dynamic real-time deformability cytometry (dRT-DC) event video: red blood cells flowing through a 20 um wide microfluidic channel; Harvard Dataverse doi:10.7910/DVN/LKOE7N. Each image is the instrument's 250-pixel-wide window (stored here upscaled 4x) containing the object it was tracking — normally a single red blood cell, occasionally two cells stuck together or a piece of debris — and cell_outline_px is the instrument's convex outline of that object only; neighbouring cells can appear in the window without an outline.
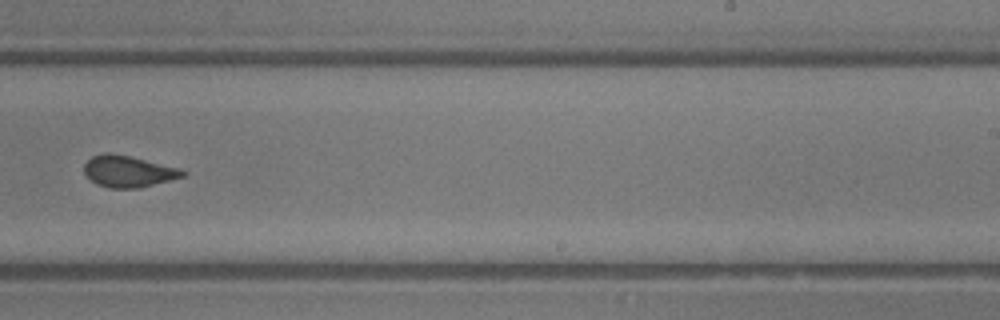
{"species": "common noctule bat (a hibernating species)", "species_latin": "Nyctalus noctula", "temperature_condition": "room temperature", "stored_images_in_passage": 33, "camera_frame_rate_fps": 3000, "um_per_image_px": 0.085, "animal": {"sex": "male", "body_mass_g": 13.3}, "frame": {"image": 1, "passage_image": 15, "time_ms": 4.667, "image_size_px": [1000, 320], "cell_outline_px": [[188, 172], [184, 176], [140, 188], [108, 188], [96, 184], [84, 172], [84, 164], [92, 156], [104, 152], [112, 152], [180, 168]], "centroid_in_image_um": [10.9, 14.56], "position_along_channel_um": 278.1, "area_um2": 18.09}, "authors_computed_cell_mechanics": {"area_um2": 18.3226, "velocity_mm_per_s": 4.5063, "shape_relaxation_time_tau1_ms": 5.5205, "shape_relaxation_time_tau2_ms": 0.851, "deformation_change_tau1": 0.1104, "deformation_change_tau2": 0.051}}